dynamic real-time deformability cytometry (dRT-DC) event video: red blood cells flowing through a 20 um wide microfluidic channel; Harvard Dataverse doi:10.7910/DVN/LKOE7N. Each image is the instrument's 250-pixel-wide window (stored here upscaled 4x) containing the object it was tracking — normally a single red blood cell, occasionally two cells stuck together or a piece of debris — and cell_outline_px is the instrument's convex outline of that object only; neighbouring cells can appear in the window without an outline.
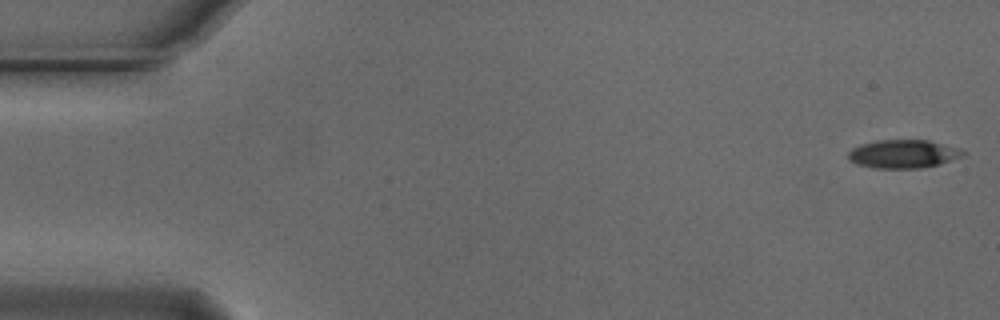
{"species": "Egyptian fruit bat (a non-hibernating species)", "species_latin": "Rousettus aegyptiacus", "temperature_condition": "cold", "stored_images_in_passage": 54, "camera_frame_rate_fps": 3000, "um_per_image_px": 0.085, "animal": {"sex": "male"}, "frame": {"image": 1, "passage_image": 1, "time_ms": 0.0, "image_size_px": [1000, 320], "cell_outline_px": [[968, 152], [964, 156], [940, 164], [920, 168], [876, 168], [860, 164], [852, 160], [848, 156], [848, 152], [852, 148], [860, 144], [876, 140], [928, 140], [960, 148]], "centroid_in_image_um": [76.84, 13.07], "position_along_channel_um": 8.2, "area_um2": 18.96}}
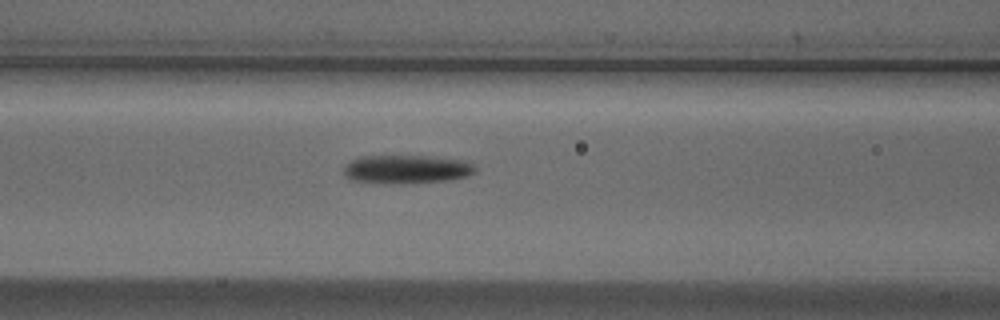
{"frame": {"image": 2, "passage_image": 22, "time_ms": 7.0, "image_size_px": [1000, 320], "cell_outline_px": [[476, 172], [468, 176], [448, 180], [352, 180], [344, 172], [344, 168], [352, 160], [360, 156], [428, 156], [464, 160], [476, 164]], "centroid_in_image_um": [34.68, 14.31], "position_along_channel_um": 131.9, "area_um2": 20.4}}
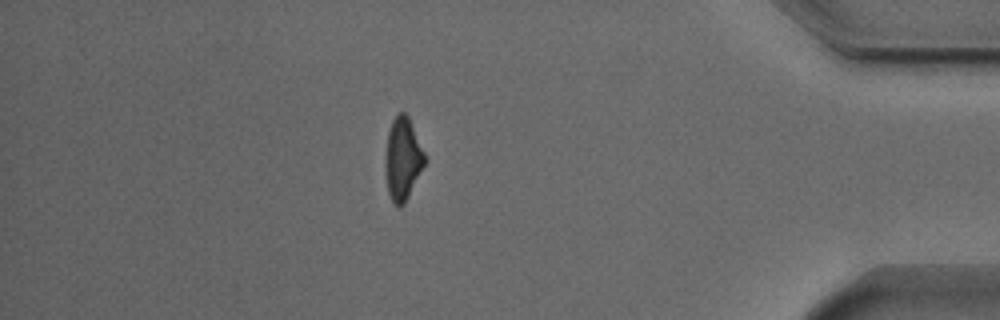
{"frame": {"image": 3, "passage_image": 47, "time_ms": 15.333, "image_size_px": [1000, 320], "cell_outline_px": [[428, 160], [404, 204], [400, 208], [392, 200], [388, 192], [384, 164], [388, 132], [392, 120], [400, 112], [404, 112], [408, 116]], "centroid_in_image_um": [34.24, 13.51], "position_along_channel_um": 401.0, "area_um2": 19.02}, "authors_computed_cell_mechanics": {"area_um2": 20.2011, "velocity_mm_per_s": 3.7461, "shape_relaxation_time_tau1_ms": 3.7593, "shape_relaxation_time_tau2_ms": 8.4341, "deformation_change_tau1": 0.1433, "deformation_change_tau2": 0.2221}}